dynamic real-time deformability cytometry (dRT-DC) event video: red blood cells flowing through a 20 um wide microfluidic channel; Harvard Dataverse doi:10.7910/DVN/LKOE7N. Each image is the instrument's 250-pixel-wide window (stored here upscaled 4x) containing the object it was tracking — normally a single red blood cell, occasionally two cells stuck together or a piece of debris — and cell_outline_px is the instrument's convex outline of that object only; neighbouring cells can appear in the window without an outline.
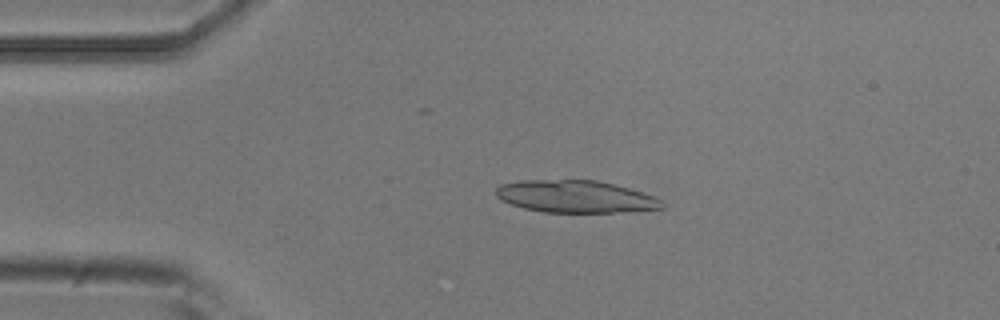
{"species": "common noctule bat (a hibernating species)", "species_latin": "Nyctalus noctula", "temperature_condition": "room temperature", "stored_images_in_passage": 4, "camera_frame_rate_fps": 3000, "um_per_image_px": 0.085, "animal": {"sex": "male", "body_mass_g": 20.5, "forearm_length_mm": 52.5}, "frame": {"image": 1, "passage_image": 3, "time_ms": 0.667, "image_size_px": [1000, 320], "cell_outline_px": [[664, 208], [612, 212], [544, 212], [524, 208], [500, 200], [496, 196], [496, 188], [500, 184], [520, 180], [596, 180], [628, 188], [652, 196], [660, 200], [664, 204]], "centroid_in_image_um": [48.85, 16.7], "position_along_channel_um": 36.2, "area_um2": 30.87}}